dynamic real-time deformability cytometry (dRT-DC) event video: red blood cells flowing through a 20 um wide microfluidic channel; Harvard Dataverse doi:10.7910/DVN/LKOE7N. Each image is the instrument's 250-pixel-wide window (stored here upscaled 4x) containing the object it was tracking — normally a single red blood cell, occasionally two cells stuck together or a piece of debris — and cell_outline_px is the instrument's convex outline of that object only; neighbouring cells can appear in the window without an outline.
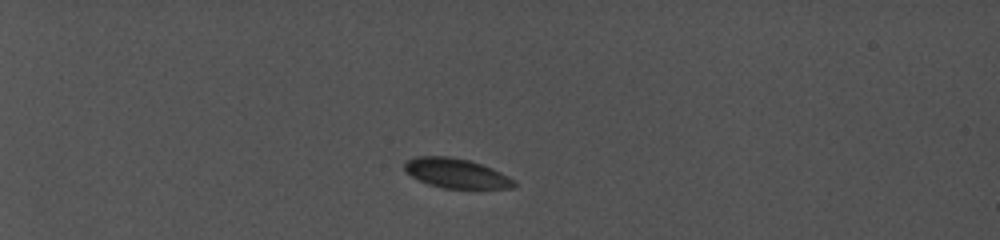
{"species": "common noctule bat (a hibernating species)", "species_latin": "Nyctalus noctula", "temperature_condition": "cold", "stored_images_in_passage": 34, "camera_frame_rate_fps": 5000, "um_per_image_px": 0.085, "animal": {"sex": "female", "body_mass_g": 19.0, "forearm_length_mm": 56.7}, "frame": {"image": 1, "passage_image": 1, "time_ms": 0.0, "image_size_px": [1000, 240], "cell_outline_px": [[516, 188], [440, 188], [428, 184], [404, 172], [404, 164], [408, 160], [420, 156], [448, 156], [468, 160], [492, 168], [516, 180]], "centroid_in_image_um": [38.79, 14.73], "position_along_channel_um": 46.2, "area_um2": 18.84}}
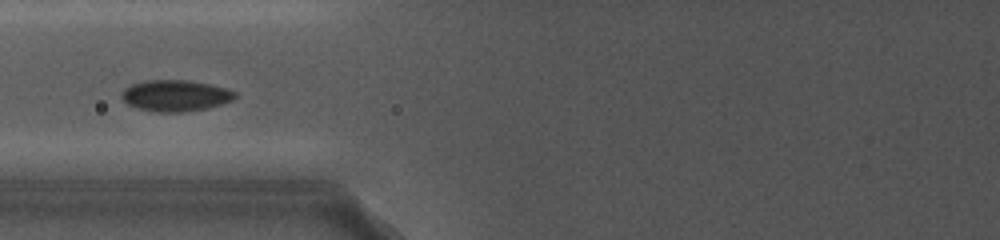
{"frame": {"image": 2, "passage_image": 10, "time_ms": 4.2, "image_size_px": [1000, 240], "cell_outline_px": [[236, 96], [232, 100], [208, 108], [184, 112], [156, 112], [140, 108], [128, 104], [120, 96], [124, 88], [132, 84], [144, 80], [188, 80], [208, 84], [224, 88], [236, 92]], "centroid_in_image_um": [14.89, 8.12], "position_along_channel_um": 110.9, "area_um2": 20.52}}
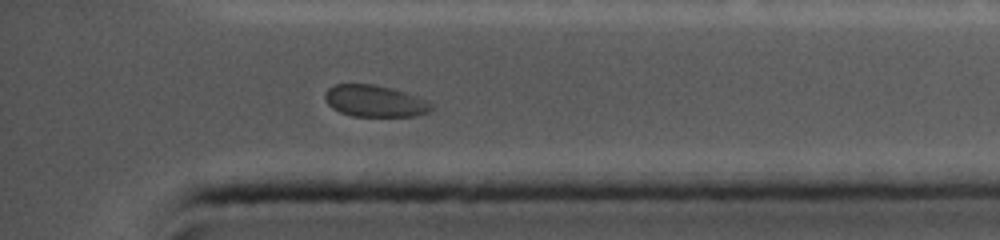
{"frame": {"image": 3, "passage_image": 32, "time_ms": 11.8, "image_size_px": [1000, 240], "cell_outline_px": [[432, 108], [428, 112], [416, 116], [352, 116], [340, 112], [332, 108], [324, 100], [324, 92], [328, 88], [336, 84], [372, 84], [404, 92], [428, 100], [432, 104]], "centroid_in_image_um": [31.83, 8.59], "position_along_channel_um": 403.4, "area_um2": 19.59}, "authors_computed_cell_mechanics": {"area_um2": 20.1144, "velocity_mm_per_s": 3.8351, "shape_relaxation_time_tau1_ms": 2.3822, "shape_relaxation_time_tau2_ms": null, "deformation_change_tau1": 0.0454, "deformation_change_tau2": null}}